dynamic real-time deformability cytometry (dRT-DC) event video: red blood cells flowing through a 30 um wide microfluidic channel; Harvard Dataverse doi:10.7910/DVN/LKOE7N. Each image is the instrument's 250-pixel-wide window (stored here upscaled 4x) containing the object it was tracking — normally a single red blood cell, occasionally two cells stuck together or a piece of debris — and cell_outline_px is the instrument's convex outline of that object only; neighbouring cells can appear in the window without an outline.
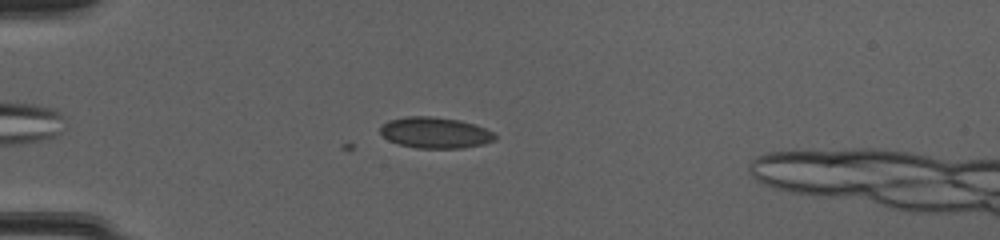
{"species": "common noctule bat (a hibernating species)", "species_latin": "Nyctalus noctula", "temperature_condition": "cold", "stored_images_in_passage": 4, "camera_frame_rate_fps": 3000, "um_per_image_px": 0.085, "animal": {"sex": "female", "body_mass_g": 20.0, "forearm_length_mm": 54.0}, "frame": {"image": 1, "passage_image": 4, "time_ms": 1.0, "image_size_px": [1000, 240], "cell_outline_px": [[496, 140], [484, 144], [460, 148], [416, 148], [400, 144], [388, 140], [380, 132], [380, 128], [388, 120], [408, 116], [432, 116], [460, 120], [484, 128], [492, 132], [496, 136]], "centroid_in_image_um": [36.99, 11.28], "position_along_channel_um": 48.0, "area_um2": 20.63}}